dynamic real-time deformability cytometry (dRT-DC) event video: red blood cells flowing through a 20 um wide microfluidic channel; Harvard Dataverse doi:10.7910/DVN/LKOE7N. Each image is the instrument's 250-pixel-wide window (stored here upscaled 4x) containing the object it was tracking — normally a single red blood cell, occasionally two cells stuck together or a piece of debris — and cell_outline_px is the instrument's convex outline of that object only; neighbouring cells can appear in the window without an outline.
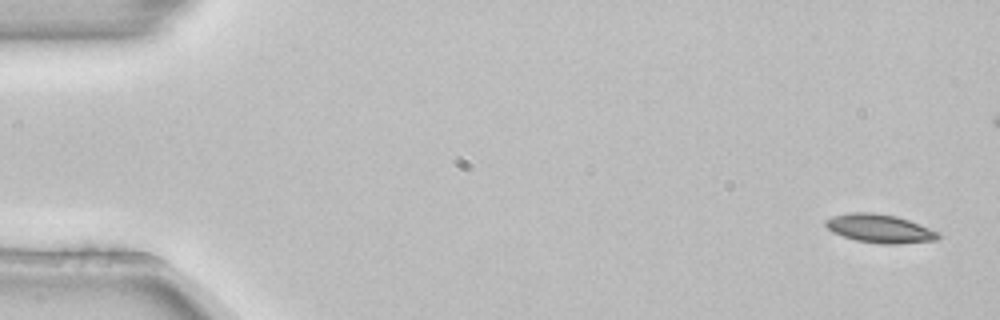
{"species": "common noctule bat (a hibernating species)", "species_latin": "Nyctalus noctula", "temperature_condition": "room temperature", "stored_images_in_passage": 5, "camera_frame_rate_fps": 3000, "um_per_image_px": 0.085, "animal": {"sex": "female", "body_mass_g": 22.7, "forearm_length_mm": 54.2}, "frame": {"image": 1, "passage_image": 1, "time_ms": 0.0, "image_size_px": [1000, 320], "cell_outline_px": [[940, 236], [936, 240], [900, 244], [880, 244], [856, 240], [832, 232], [824, 224], [824, 220], [832, 216], [852, 212], [872, 212], [896, 216], [920, 224], [940, 232]], "centroid_in_image_um": [74.78, 19.42], "position_along_channel_um": 10.2, "area_um2": 18.79}}
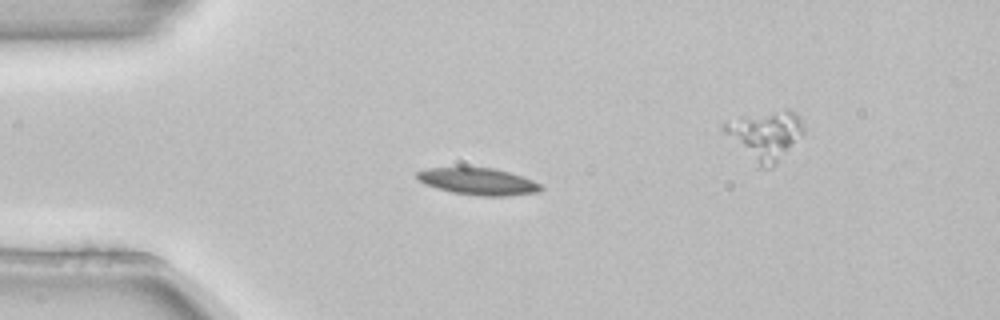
{"frame": {"image": 2, "passage_image": 3, "time_ms": 0.667, "image_size_px": [1000, 320], "cell_outline_px": [[544, 188], [540, 192], [508, 196], [480, 196], [452, 192], [436, 188], [424, 184], [416, 176], [416, 172], [428, 168], [492, 168], [508, 172], [532, 180], [540, 184]], "centroid_in_image_um": [40.66, 15.44], "position_along_channel_um": 44.3, "area_um2": 19.25}}